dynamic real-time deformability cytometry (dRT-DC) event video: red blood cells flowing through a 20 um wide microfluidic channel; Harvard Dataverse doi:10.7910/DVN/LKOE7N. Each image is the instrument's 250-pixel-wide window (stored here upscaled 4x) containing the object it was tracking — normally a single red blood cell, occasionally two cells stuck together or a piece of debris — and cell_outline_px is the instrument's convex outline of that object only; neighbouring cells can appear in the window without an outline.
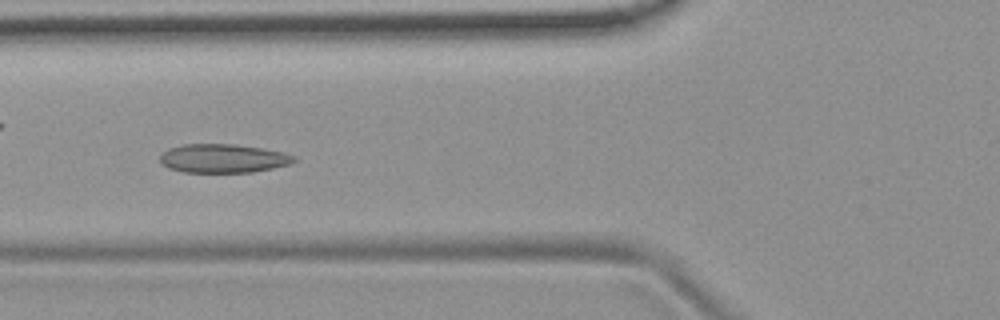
{"species": "common noctule bat (a hibernating species)", "species_latin": "Nyctalus noctula", "temperature_condition": "room temperature", "stored_images_in_passage": 38, "camera_frame_rate_fps": 3000, "um_per_image_px": 0.085, "animal": {"sex": "female", "body_mass_g": 19.9}, "frame": {"image": 1, "passage_image": 6, "time_ms": 1.667, "image_size_px": [1000, 320], "cell_outline_px": [[296, 160], [292, 164], [252, 172], [184, 172], [168, 168], [160, 164], [160, 156], [168, 148], [184, 144], [232, 144], [260, 148], [284, 152], [296, 156]], "centroid_in_image_um": [18.96, 13.46], "position_along_channel_um": 106.8, "area_um2": 22.48}}
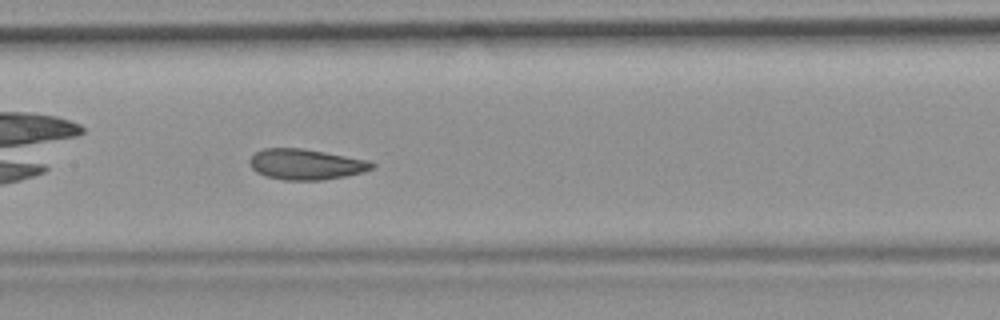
{"frame": {"image": 2, "passage_image": 12, "time_ms": 3.667, "image_size_px": [1000, 320], "cell_outline_px": [[376, 164], [372, 168], [364, 172], [324, 180], [284, 180], [264, 176], [256, 172], [252, 168], [248, 160], [256, 152], [264, 148], [300, 148], [324, 152], [368, 160]], "centroid_in_image_um": [25.98, 13.97], "position_along_channel_um": 181.4, "area_um2": 21.79}}
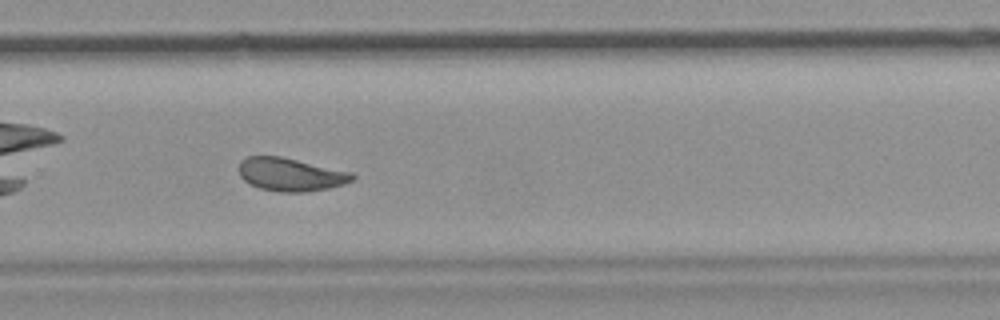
{"frame": {"image": 3, "passage_image": 22, "time_ms": 7.0, "image_size_px": [1000, 320], "cell_outline_px": [[356, 176], [352, 180], [344, 184], [328, 188], [304, 192], [280, 192], [260, 188], [244, 180], [240, 176], [240, 160], [248, 156], [280, 156], [352, 172]], "centroid_in_image_um": [24.71, 14.83], "position_along_channel_um": 305.1, "area_um2": 21.73}, "authors_computed_cell_mechanics": {"area_um2": 22.1085, "velocity_mm_per_s": 3.7206, "shape_relaxation_time_tau1_ms": 7.6377, "shape_relaxation_time_tau2_ms": 1.8964, "deformation_change_tau1": 0.1425, "deformation_change_tau2": 0.0772}}